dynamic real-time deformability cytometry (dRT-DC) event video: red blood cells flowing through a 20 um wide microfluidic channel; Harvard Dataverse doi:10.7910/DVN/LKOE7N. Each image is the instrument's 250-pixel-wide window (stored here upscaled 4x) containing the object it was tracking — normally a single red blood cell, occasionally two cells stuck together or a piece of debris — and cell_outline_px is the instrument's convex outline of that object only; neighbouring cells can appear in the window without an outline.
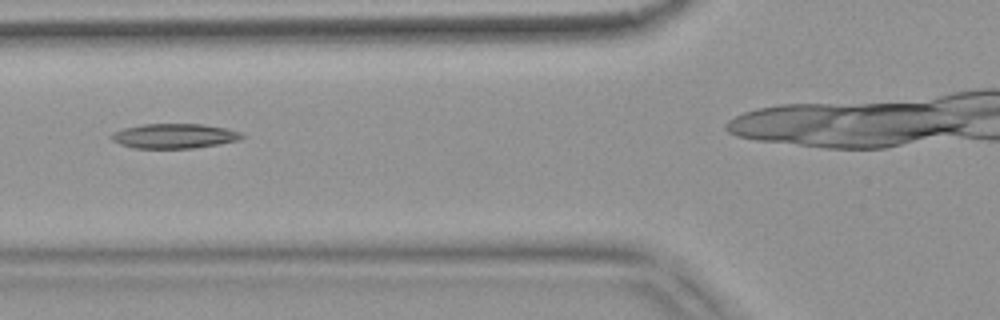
{"species": "common noctule bat (a hibernating species)", "species_latin": "Nyctalus noctula", "temperature_condition": "warm", "stored_images_in_passage": 36, "camera_frame_rate_fps": 3000, "um_per_image_px": 0.085, "animal": {"sex": "female", "body_mass_g": 18.4}, "frame": {"image": 1, "passage_image": 10, "time_ms": 3.0, "image_size_px": [1000, 320], "cell_outline_px": [[244, 136], [236, 140], [220, 144], [192, 148], [132, 148], [120, 144], [112, 140], [108, 136], [112, 132], [124, 128], [144, 124], [200, 124], [228, 128], [240, 132]], "centroid_in_image_um": [14.77, 11.56], "position_along_channel_um": 111.0, "area_um2": 18.79}}
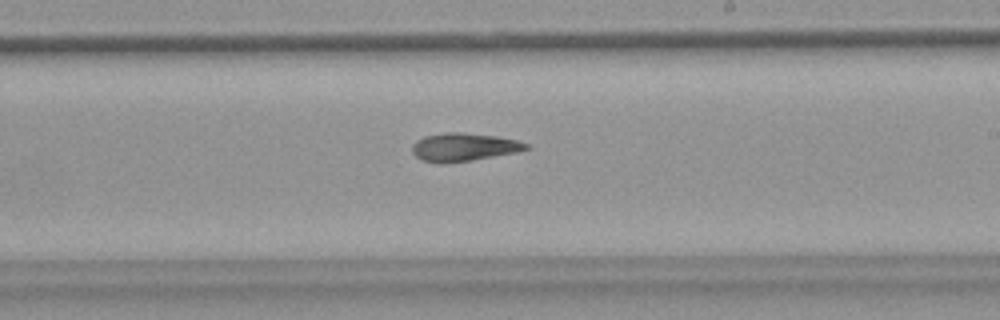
{"frame": {"image": 2, "passage_image": 21, "time_ms": 6.667, "image_size_px": [1000, 320], "cell_outline_px": [[532, 148], [516, 152], [472, 160], [440, 164], [424, 160], [416, 156], [412, 152], [412, 144], [416, 140], [424, 136], [448, 132], [460, 132], [496, 136], [516, 140], [528, 144]], "centroid_in_image_um": [39.41, 12.5], "position_along_channel_um": 249.6, "area_um2": 18.61}}
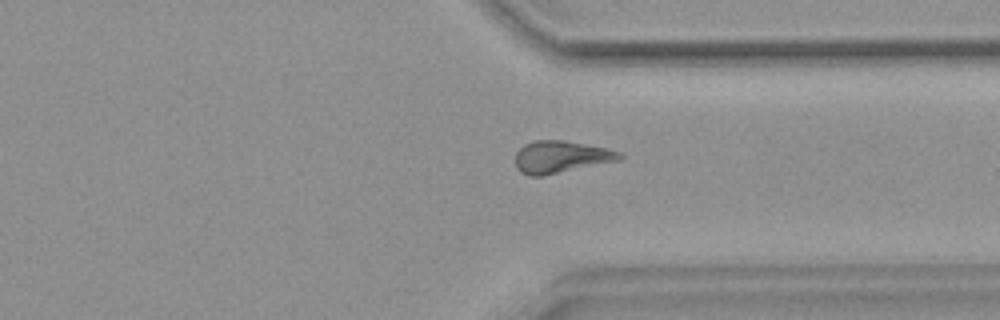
{"frame": {"image": 3, "passage_image": 30, "time_ms": 9.667, "image_size_px": [1000, 320], "cell_outline_px": [[624, 156], [620, 160], [544, 176], [528, 176], [520, 172], [516, 168], [516, 152], [524, 144], [532, 140], [564, 140], [608, 148], [620, 152]], "centroid_in_image_um": [47.67, 13.34], "position_along_channel_um": 363.7, "area_um2": 19.77}}